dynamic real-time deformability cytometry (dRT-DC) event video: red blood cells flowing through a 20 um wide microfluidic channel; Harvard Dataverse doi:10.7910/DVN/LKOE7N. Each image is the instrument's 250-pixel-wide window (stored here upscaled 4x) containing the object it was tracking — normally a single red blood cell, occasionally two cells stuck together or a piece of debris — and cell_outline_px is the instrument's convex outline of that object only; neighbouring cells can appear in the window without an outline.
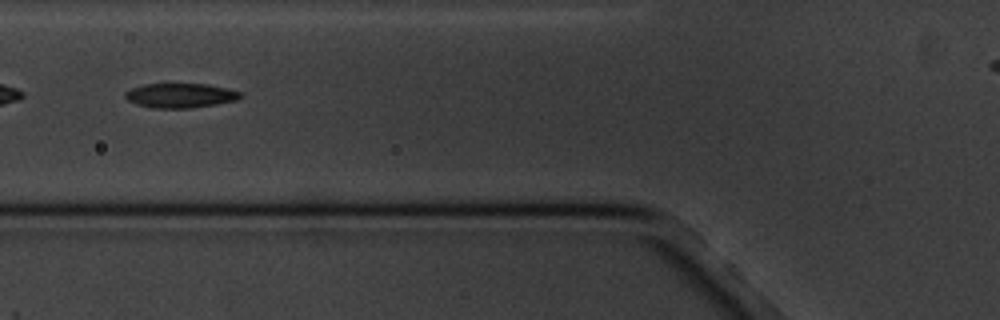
{"species": "common noctule bat (a hibernating species)", "species_latin": "Nyctalus noctula", "temperature_condition": "cold", "stored_images_in_passage": 4, "camera_frame_rate_fps": 3000, "um_per_image_px": 0.085, "animal": {"sex": "male", "body_mass_g": 20.1, "forearm_length_mm": 53.5}, "frame": {"image": 1, "passage_image": 4, "time_ms": 4.333, "image_size_px": [1000, 320], "cell_outline_px": [[244, 96], [236, 100], [188, 108], [152, 108], [136, 104], [128, 100], [124, 96], [124, 92], [132, 88], [144, 84], [204, 84], [224, 88], [240, 92]], "centroid_in_image_um": [15.27, 8.12], "position_along_channel_um": 110.5, "area_um2": 16.18}}